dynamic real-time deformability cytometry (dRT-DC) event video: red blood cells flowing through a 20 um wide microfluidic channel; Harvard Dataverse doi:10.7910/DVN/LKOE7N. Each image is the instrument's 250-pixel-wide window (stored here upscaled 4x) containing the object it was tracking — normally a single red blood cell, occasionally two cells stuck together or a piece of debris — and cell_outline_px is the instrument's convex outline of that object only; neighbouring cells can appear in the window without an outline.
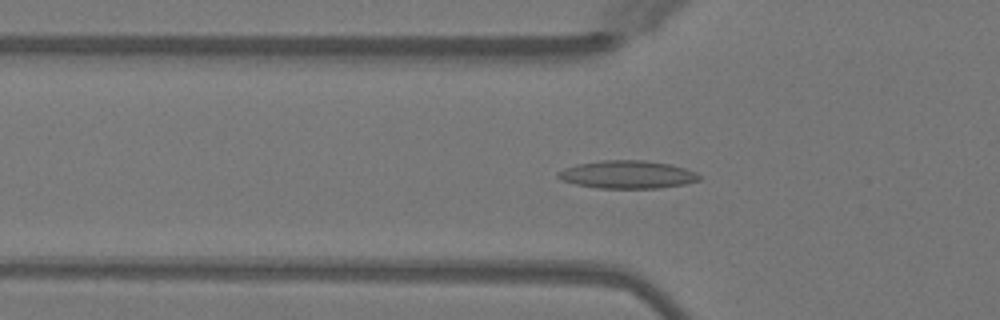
{"species": "Egyptian fruit bat (a non-hibernating species)", "species_latin": "Rousettus aegyptiacus", "temperature_condition": "warm", "stored_images_in_passage": 50, "camera_frame_rate_fps": 3000, "um_per_image_px": 0.085, "animal": {"sex": "female"}, "frame": {"image": 1, "passage_image": 17, "time_ms": 5.333, "image_size_px": [1000, 320], "cell_outline_px": [[700, 180], [684, 184], [660, 188], [596, 188], [576, 184], [560, 180], [556, 176], [556, 172], [564, 168], [576, 164], [600, 160], [644, 160], [668, 164], [684, 168], [696, 172], [700, 176]], "centroid_in_image_um": [53.28, 14.83], "position_along_channel_um": 72.5, "area_um2": 23.06}}
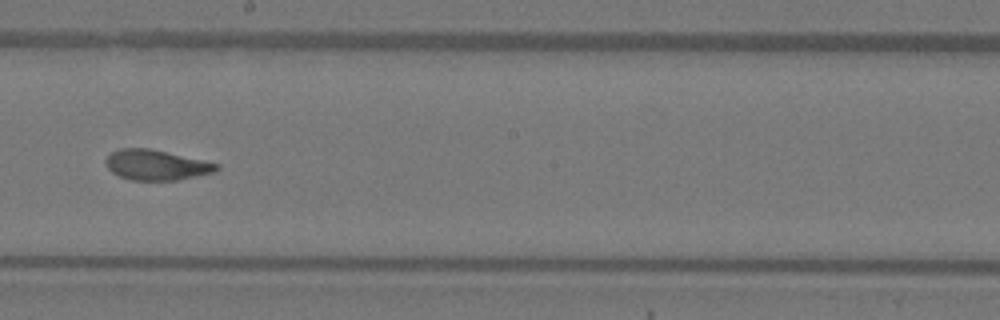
{"frame": {"image": 2, "passage_image": 29, "time_ms": 9.333, "image_size_px": [1000, 320], "cell_outline_px": [[220, 168], [216, 172], [176, 180], [132, 180], [120, 176], [112, 172], [108, 168], [104, 160], [112, 152], [120, 148], [152, 148], [220, 164]], "centroid_in_image_um": [13.3, 14.01], "position_along_channel_um": 234.9, "area_um2": 19.59}}
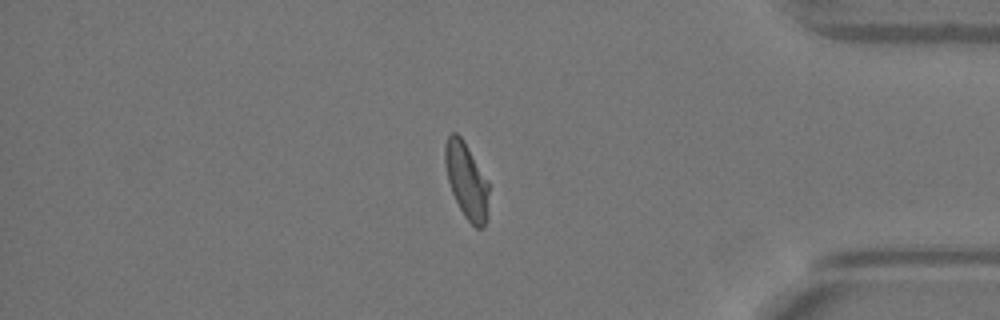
{"frame": {"image": 3, "passage_image": 43, "time_ms": 14.0, "image_size_px": [1000, 320], "cell_outline_px": [[488, 192], [484, 228], [476, 228], [464, 216], [452, 192], [448, 180], [444, 160], [444, 144], [448, 136], [452, 132], [456, 132], [460, 136], [488, 180]], "centroid_in_image_um": [39.63, 15.32], "position_along_channel_um": 395.6, "area_um2": 18.9}, "authors_computed_cell_mechanics": {"area_um2": 20.0855, "velocity_mm_per_s": 4.0326, "shape_relaxation_time_tau1_ms": 6.617, "shape_relaxation_time_tau2_ms": 1.1692, "deformation_change_tau1": 0.211, "deformation_change_tau2": 0.0688}}